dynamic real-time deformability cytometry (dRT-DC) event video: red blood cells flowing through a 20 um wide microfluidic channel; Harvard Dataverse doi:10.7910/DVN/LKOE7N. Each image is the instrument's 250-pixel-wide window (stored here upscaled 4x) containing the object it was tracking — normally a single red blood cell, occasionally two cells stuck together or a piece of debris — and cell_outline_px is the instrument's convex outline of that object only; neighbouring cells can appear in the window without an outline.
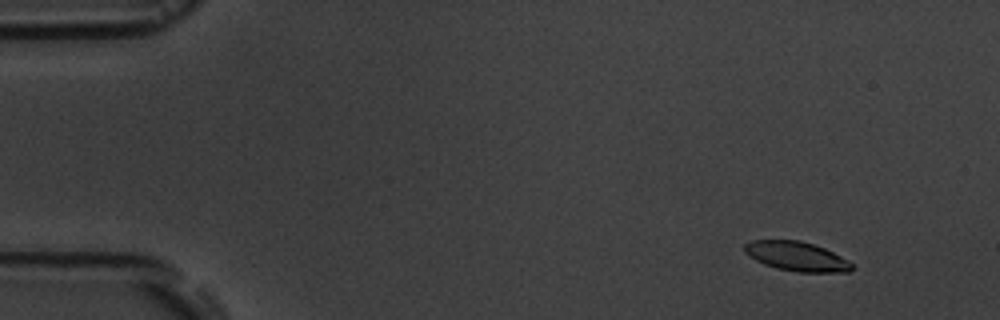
{"species": "common noctule bat (a hibernating species)", "species_latin": "Nyctalus noctula", "temperature_condition": "room temperature", "stored_images_in_passage": 5, "camera_frame_rate_fps": 3000, "um_per_image_px": 0.085, "animal": {"sex": "male", "body_mass_g": 19.5, "forearm_length_mm": 54.6}, "frame": {"image": 1, "passage_image": 2, "time_ms": 1.0, "image_size_px": [1000, 320], "cell_outline_px": [[852, 268], [848, 272], [800, 272], [776, 268], [764, 264], [756, 260], [744, 252], [744, 244], [752, 240], [800, 240], [824, 248], [848, 260], [852, 264]], "centroid_in_image_um": [67.69, 21.78], "position_along_channel_um": 17.3, "area_um2": 18.21}}
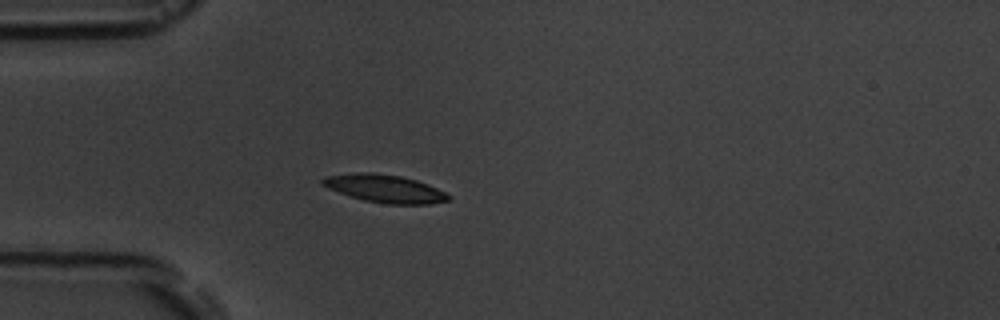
{"frame": {"image": 2, "passage_image": 5, "time_ms": 4.667, "image_size_px": [1000, 320], "cell_outline_px": [[452, 196], [448, 200], [428, 204], [388, 204], [364, 200], [328, 188], [320, 184], [320, 180], [324, 176], [356, 172], [372, 172], [400, 176], [416, 180], [428, 184]], "centroid_in_image_um": [32.68, 16.01], "position_along_channel_um": 52.3, "area_um2": 20.35}}